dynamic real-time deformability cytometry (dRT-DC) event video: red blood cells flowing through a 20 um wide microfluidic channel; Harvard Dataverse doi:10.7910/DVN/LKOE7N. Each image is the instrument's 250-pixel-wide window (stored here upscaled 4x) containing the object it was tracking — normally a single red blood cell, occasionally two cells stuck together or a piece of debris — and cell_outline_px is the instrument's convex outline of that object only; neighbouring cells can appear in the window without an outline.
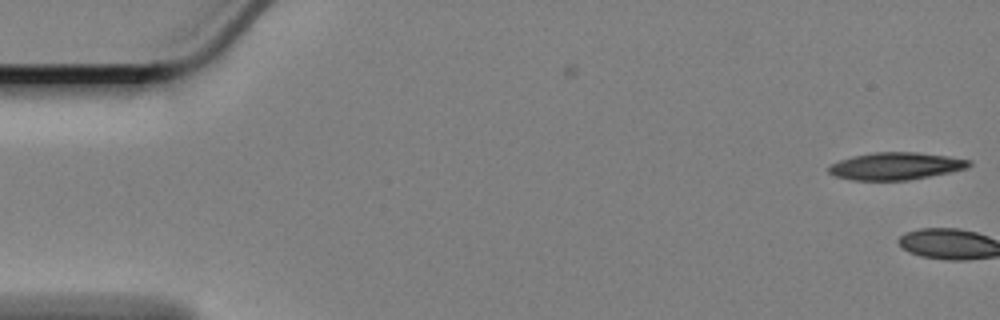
{"species": "Egyptian fruit bat (a non-hibernating species)", "species_latin": "Rousettus aegyptiacus", "temperature_condition": "cold", "stored_images_in_passage": 7, "camera_frame_rate_fps": 3000, "um_per_image_px": 0.085, "animal": {"sex": "female"}, "frame": {"image": 1, "passage_image": 7, "time_ms": 2.0, "image_size_px": [1000, 320], "cell_outline_px": [[972, 164], [968, 168], [908, 180], [852, 180], [836, 176], [828, 172], [828, 168], [832, 164], [840, 160], [852, 156], [872, 152], [916, 152], [948, 156], [972, 160]], "centroid_in_image_um": [76.15, 14.11], "position_along_channel_um": 8.8, "area_um2": 22.25}}